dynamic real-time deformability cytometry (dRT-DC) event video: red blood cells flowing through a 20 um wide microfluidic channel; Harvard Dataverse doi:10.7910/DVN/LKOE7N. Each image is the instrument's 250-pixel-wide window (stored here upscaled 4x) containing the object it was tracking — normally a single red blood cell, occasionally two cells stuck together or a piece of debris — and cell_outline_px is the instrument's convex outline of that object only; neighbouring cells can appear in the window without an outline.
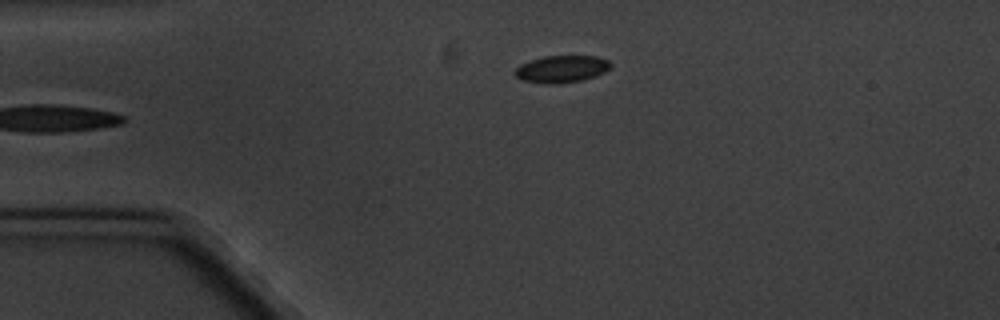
{"species": "common noctule bat (a hibernating species)", "species_latin": "Nyctalus noctula", "temperature_condition": "cold", "stored_images_in_passage": 6, "camera_frame_rate_fps": 3000, "um_per_image_px": 0.085, "animal": {"sex": "male", "body_mass_g": 20.1, "forearm_length_mm": 53.5}, "frame": {"image": 1, "passage_image": 6, "time_ms": 5.667, "image_size_px": [1000, 320], "cell_outline_px": [[612, 64], [604, 72], [596, 76], [584, 80], [560, 84], [548, 84], [524, 80], [516, 76], [512, 72], [520, 64], [544, 56], [596, 56], [608, 60]], "centroid_in_image_um": [47.74, 5.87], "position_along_channel_um": 37.3, "area_um2": 15.14}}